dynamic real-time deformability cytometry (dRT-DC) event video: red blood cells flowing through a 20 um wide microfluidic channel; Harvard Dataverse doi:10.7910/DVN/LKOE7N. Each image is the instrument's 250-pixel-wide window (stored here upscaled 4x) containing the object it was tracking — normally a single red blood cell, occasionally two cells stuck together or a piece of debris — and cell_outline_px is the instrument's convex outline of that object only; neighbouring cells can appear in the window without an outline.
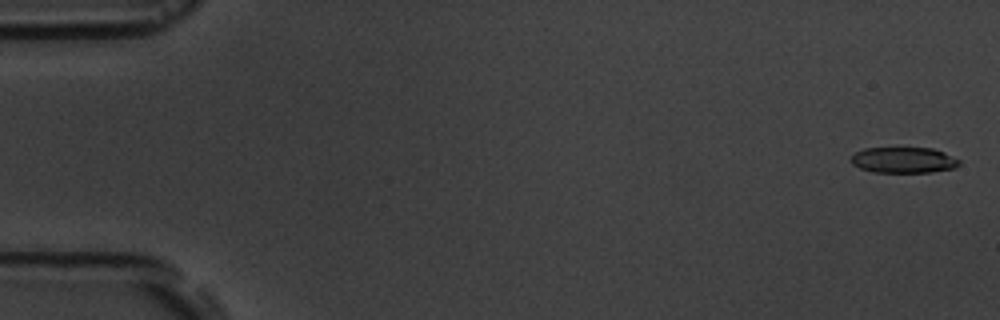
{"species": "common noctule bat (a hibernating species)", "species_latin": "Nyctalus noctula", "temperature_condition": "room temperature", "stored_images_in_passage": 17, "camera_frame_rate_fps": 3000, "um_per_image_px": 0.085, "animal": {"sex": "male", "body_mass_g": 19.5, "forearm_length_mm": 54.6}, "frame": {"image": 1, "passage_image": 1, "time_ms": 0.0, "image_size_px": [1000, 320], "cell_outline_px": [[960, 164], [952, 168], [928, 172], [872, 172], [860, 168], [852, 164], [852, 156], [856, 152], [864, 148], [932, 148], [944, 152], [960, 160]], "centroid_in_image_um": [76.79, 13.6], "position_along_channel_um": 8.2, "area_um2": 16.13}}
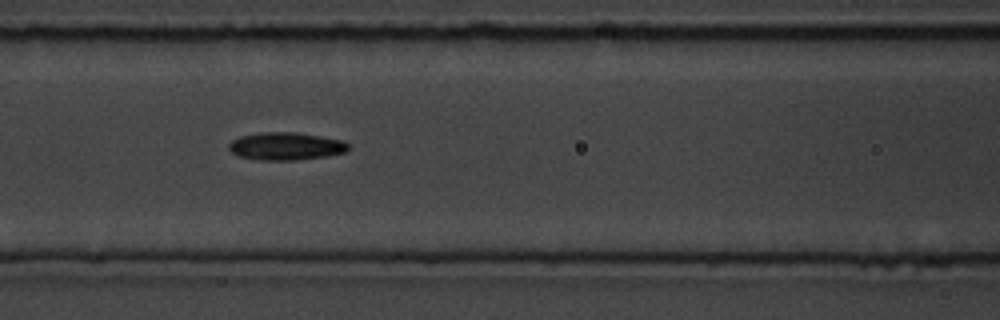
{"frame": {"image": 2, "passage_image": 8, "time_ms": 7.667, "image_size_px": [1000, 320], "cell_outline_px": [[352, 148], [344, 152], [328, 156], [296, 160], [260, 160], [240, 156], [232, 152], [228, 148], [228, 144], [232, 140], [240, 136], [260, 132], [296, 132], [344, 140]], "centroid_in_image_um": [24.32, 12.42], "position_along_channel_um": 142.3, "area_um2": 19.42}}
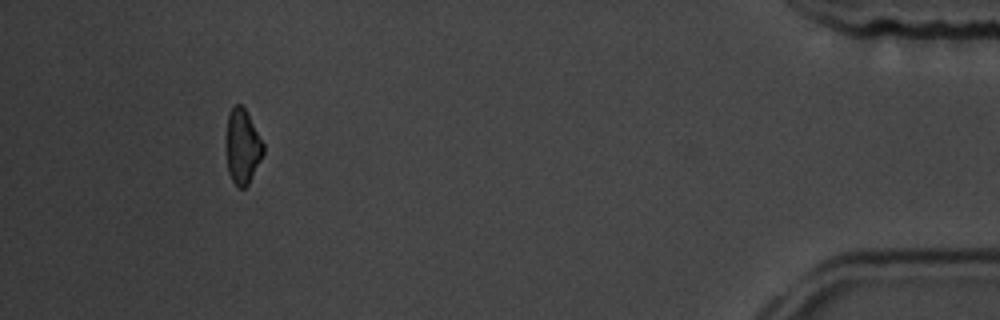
{"frame": {"image": 3, "passage_image": 16, "time_ms": 17.0, "image_size_px": [1000, 320], "cell_outline_px": [[264, 152], [248, 184], [244, 188], [236, 188], [228, 172], [224, 140], [228, 112], [236, 104], [240, 104], [244, 108], [264, 144]], "centroid_in_image_um": [20.56, 12.46], "position_along_channel_um": 414.6, "area_um2": 16.42}, "authors_computed_cell_mechanics": {"area_um2": 17.9758, "velocity_mm_per_s": 3.635, "shape_relaxation_time_tau1_ms": 2.5206, "shape_relaxation_time_tau2_ms": null, "deformation_change_tau1": 0.089, "deformation_change_tau2": null}}